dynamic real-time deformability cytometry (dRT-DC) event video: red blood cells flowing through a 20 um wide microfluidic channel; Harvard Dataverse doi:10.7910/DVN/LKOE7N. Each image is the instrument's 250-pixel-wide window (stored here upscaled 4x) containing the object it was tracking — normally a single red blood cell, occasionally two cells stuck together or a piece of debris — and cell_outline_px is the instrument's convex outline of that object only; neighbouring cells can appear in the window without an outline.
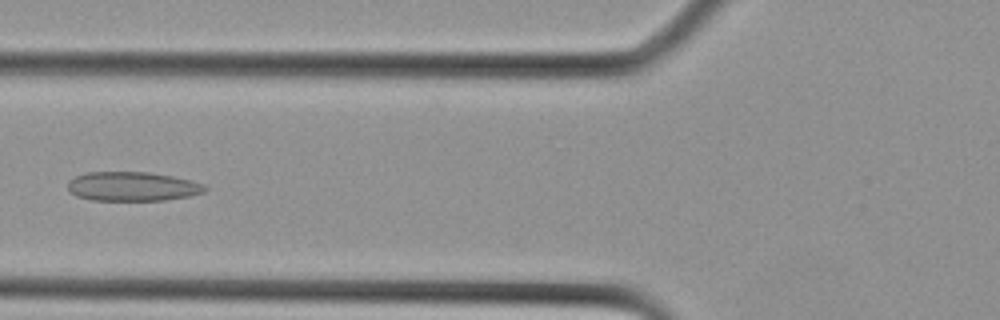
{"species": "Egyptian fruit bat (a non-hibernating species)", "species_latin": "Rousettus aegyptiacus", "temperature_condition": "cold", "stored_images_in_passage": 11, "camera_frame_rate_fps": 3000, "um_per_image_px": 0.085, "animal": {"sex": "female"}, "frame": {"image": 1, "passage_image": 10, "time_ms": 3.0, "image_size_px": [1000, 320], "cell_outline_px": [[208, 188], [204, 192], [188, 196], [164, 200], [92, 200], [76, 196], [68, 192], [68, 180], [76, 176], [88, 172], [148, 172], [172, 176], [204, 184]], "centroid_in_image_um": [11.22, 15.85], "position_along_channel_um": 114.6, "area_um2": 23.29}}